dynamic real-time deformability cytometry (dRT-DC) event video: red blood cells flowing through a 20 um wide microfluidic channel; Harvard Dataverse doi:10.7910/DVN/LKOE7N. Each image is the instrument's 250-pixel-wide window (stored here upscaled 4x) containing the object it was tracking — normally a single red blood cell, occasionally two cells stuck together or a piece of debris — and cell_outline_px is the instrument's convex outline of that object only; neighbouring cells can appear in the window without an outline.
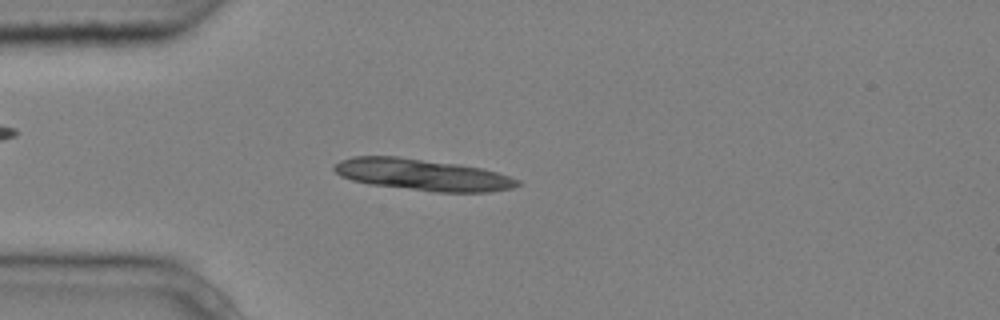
{"species": "common noctule bat (a hibernating species)", "species_latin": "Nyctalus noctula", "temperature_condition": "cold", "stored_images_in_passage": 3, "camera_frame_rate_fps": 3000, "um_per_image_px": 0.085, "animal": {"sex": "male", "body_mass_g": 20.4}, "frame": {"image": 1, "passage_image": 3, "time_ms": 0.667, "image_size_px": [1000, 320], "cell_outline_px": [[524, 184], [512, 188], [488, 192], [436, 192], [368, 184], [352, 180], [340, 176], [332, 168], [340, 160], [352, 156], [396, 156], [456, 164], [484, 168], [520, 180]], "centroid_in_image_um": [35.92, 14.85], "position_along_channel_um": 49.1, "area_um2": 33.76}}